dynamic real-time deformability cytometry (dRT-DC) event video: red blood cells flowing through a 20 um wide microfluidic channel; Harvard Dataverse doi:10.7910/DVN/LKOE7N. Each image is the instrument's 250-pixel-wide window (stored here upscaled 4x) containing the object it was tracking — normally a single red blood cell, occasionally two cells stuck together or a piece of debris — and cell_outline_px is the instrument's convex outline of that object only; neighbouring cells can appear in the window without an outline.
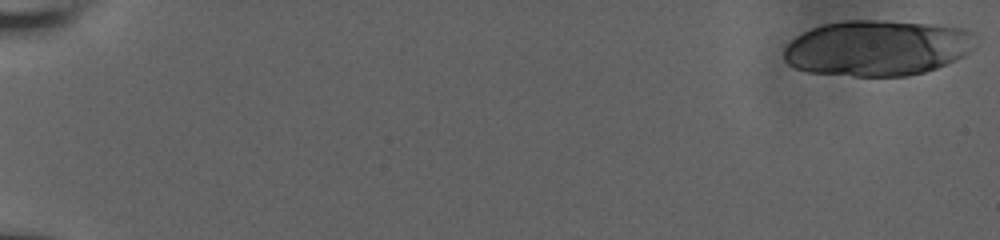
{"species": "human", "species_latin": "Homo sapiens", "temperature_condition": "room temperature", "stored_images_in_passage": 24, "camera_frame_rate_fps": 3000, "um_per_image_px": 0.085, "donor": {"sex": "male"}, "frame": {"image": 1, "passage_image": 1, "time_ms": 0.0, "image_size_px": [1000, 240], "cell_outline_px": [[972, 32], [968, 52], [964, 56], [956, 60], [936, 68], [924, 72], [908, 76], [852, 76], [808, 72], [796, 68], [788, 64], [784, 60], [784, 48], [796, 36], [812, 28], [824, 24], [848, 20], [876, 20], [932, 24], [964, 28]], "centroid_in_image_um": [74.51, 4.09], "position_along_channel_um": 10.5, "area_um2": 61.85}}